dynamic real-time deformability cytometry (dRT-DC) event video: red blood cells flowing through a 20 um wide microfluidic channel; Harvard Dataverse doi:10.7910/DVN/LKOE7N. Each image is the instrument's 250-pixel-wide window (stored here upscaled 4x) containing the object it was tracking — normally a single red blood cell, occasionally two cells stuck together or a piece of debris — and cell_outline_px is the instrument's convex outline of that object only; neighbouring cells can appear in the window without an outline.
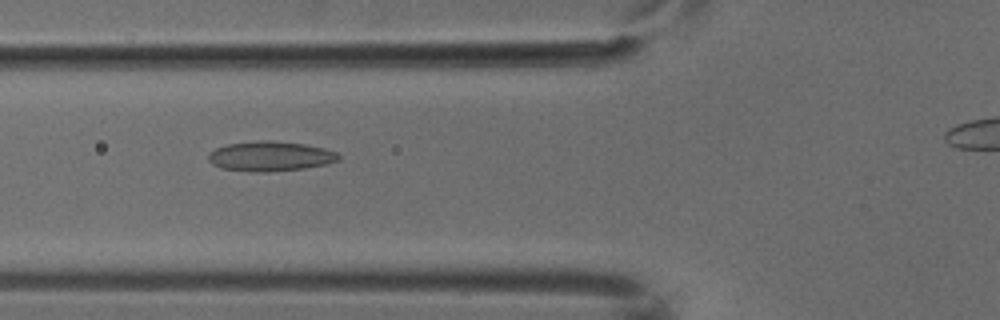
{"species": "common noctule bat (a hibernating species)", "species_latin": "Nyctalus noctula", "temperature_condition": "cold", "stored_images_in_passage": 4, "camera_frame_rate_fps": 3000, "um_per_image_px": 0.085, "animal": {"sex": "male", "body_mass_g": 18.8}, "frame": {"image": 1, "passage_image": 3, "time_ms": 0.667, "image_size_px": [1000, 320], "cell_outline_px": [[340, 160], [324, 164], [304, 168], [264, 172], [252, 172], [220, 168], [212, 164], [208, 160], [208, 152], [216, 148], [228, 144], [256, 140], [268, 140], [304, 144], [324, 148], [336, 152], [340, 156]], "centroid_in_image_um": [22.93, 13.28], "position_along_channel_um": 102.9, "area_um2": 22.66}}
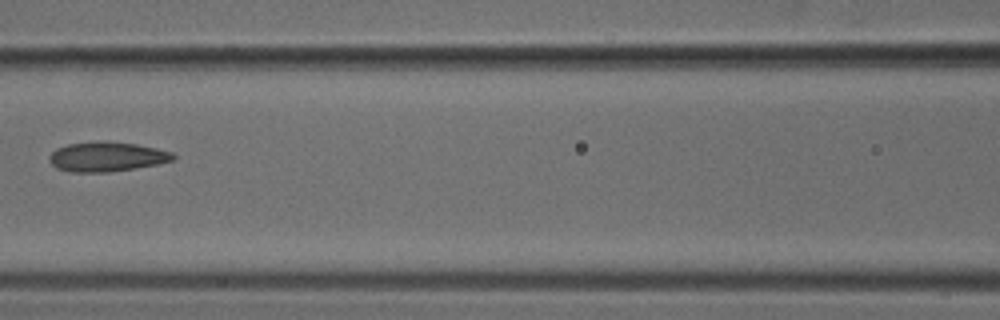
{"frame": {"image": 2, "passage_image": 4, "time_ms": 1.0, "image_size_px": [1000, 320], "cell_outline_px": [[176, 156], [172, 160], [156, 164], [108, 172], [68, 172], [56, 168], [48, 160], [52, 152], [56, 148], [68, 144], [96, 140], [104, 140], [136, 144], [156, 148], [172, 152]], "centroid_in_image_um": [9.03, 13.3], "position_along_channel_um": 157.6, "area_um2": 21.44}}